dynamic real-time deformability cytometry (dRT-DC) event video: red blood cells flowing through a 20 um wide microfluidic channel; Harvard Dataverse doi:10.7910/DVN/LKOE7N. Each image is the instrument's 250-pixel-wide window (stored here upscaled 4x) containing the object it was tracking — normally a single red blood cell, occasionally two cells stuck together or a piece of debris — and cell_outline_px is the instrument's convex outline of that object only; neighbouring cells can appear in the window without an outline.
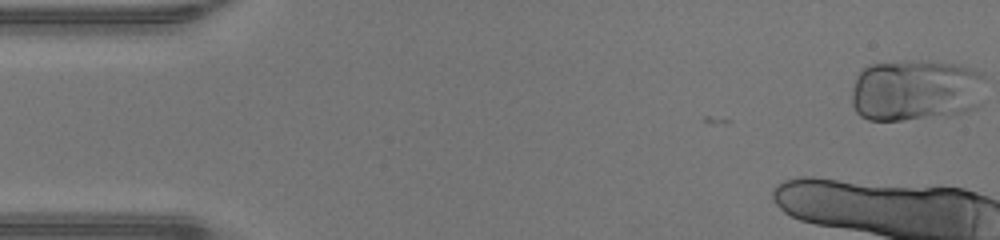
{"species": "human", "species_latin": "Homo sapiens", "temperature_condition": "warm", "stored_images_in_passage": 16, "camera_frame_rate_fps": 3000, "um_per_image_px": 0.085, "donor": {"sex": "male"}, "frame": {"image": 1, "passage_image": 1, "time_ms": 0.0, "image_size_px": [1000, 240], "cell_outline_px": [[984, 76], [980, 104], [976, 108], [968, 112], [948, 116], [904, 120], [868, 120], [860, 116], [856, 112], [852, 104], [852, 88], [856, 76], [860, 68], [868, 64], [904, 60], [952, 64], [972, 68], [980, 72]], "centroid_in_image_um": [77.81, 7.68], "position_along_channel_um": 7.2, "area_um2": 48.84}}